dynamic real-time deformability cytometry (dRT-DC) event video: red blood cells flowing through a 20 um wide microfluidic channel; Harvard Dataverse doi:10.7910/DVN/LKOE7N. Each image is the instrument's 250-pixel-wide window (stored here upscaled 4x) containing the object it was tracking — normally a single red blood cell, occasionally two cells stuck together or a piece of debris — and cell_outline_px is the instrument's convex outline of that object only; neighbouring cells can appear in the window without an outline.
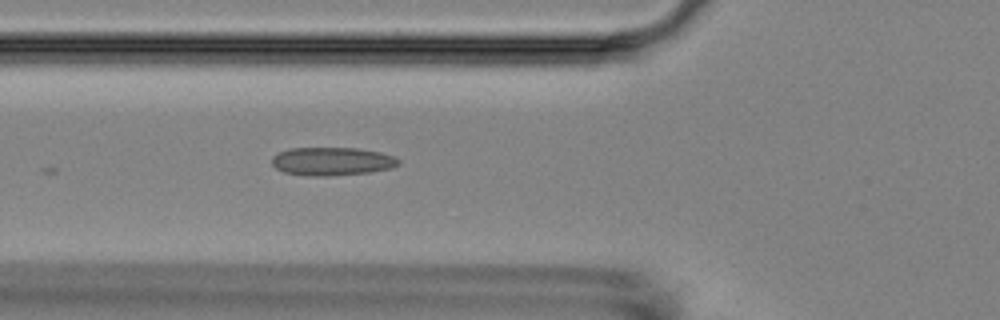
{"species": "Egyptian fruit bat (a non-hibernating species)", "species_latin": "Rousettus aegyptiacus", "temperature_condition": "room temperature", "stored_images_in_passage": 2, "camera_frame_rate_fps": 3000, "um_per_image_px": 0.085, "animal": {"sex": "female"}, "frame": {"image": 1, "passage_image": 2, "time_ms": 1.0, "image_size_px": [1000, 320], "cell_outline_px": [[400, 164], [392, 168], [368, 172], [328, 176], [312, 176], [284, 172], [276, 168], [272, 164], [272, 156], [288, 148], [356, 148], [380, 152], [396, 156], [400, 160]], "centroid_in_image_um": [28.24, 13.71], "position_along_channel_um": 97.6, "area_um2": 20.87}}